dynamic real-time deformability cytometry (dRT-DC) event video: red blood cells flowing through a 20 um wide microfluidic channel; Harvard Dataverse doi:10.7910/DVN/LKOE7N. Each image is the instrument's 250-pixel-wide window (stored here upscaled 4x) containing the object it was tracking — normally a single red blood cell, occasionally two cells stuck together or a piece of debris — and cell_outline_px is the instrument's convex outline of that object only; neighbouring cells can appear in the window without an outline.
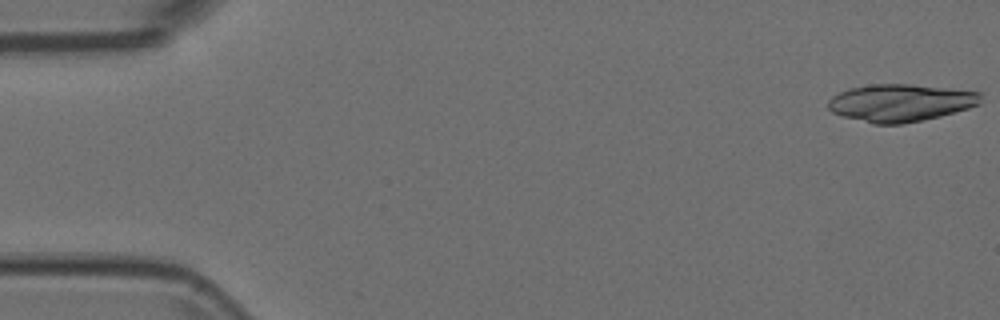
{"species": "Egyptian fruit bat (a non-hibernating species)", "species_latin": "Rousettus aegyptiacus", "temperature_condition": "room temperature", "stored_images_in_passage": 18, "camera_frame_rate_fps": 3000, "um_per_image_px": 0.085, "animal": {"sex": "female"}, "frame": {"image": 1, "passage_image": 1, "time_ms": 0.0, "image_size_px": [1000, 320], "cell_outline_px": [[980, 104], [968, 108], [940, 116], [904, 124], [872, 124], [844, 116], [832, 112], [828, 108], [828, 100], [832, 96], [848, 88], [872, 84], [912, 84], [952, 88], [980, 92]], "centroid_in_image_um": [76.53, 8.73], "position_along_channel_um": 8.5, "area_um2": 33.35}}